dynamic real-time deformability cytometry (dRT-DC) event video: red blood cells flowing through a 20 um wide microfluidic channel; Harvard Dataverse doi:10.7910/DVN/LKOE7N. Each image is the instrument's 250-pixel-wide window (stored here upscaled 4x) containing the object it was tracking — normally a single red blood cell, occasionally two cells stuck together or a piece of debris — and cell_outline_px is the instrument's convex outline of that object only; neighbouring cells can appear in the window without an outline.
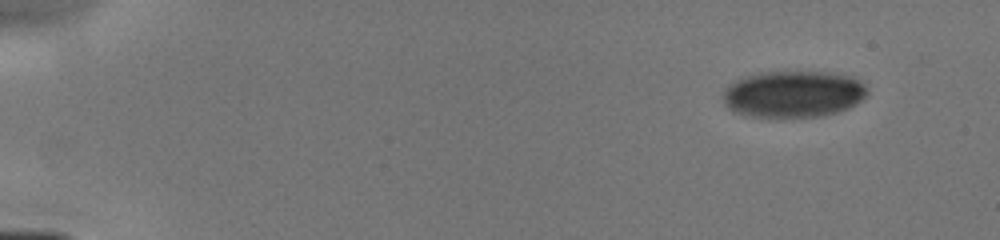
{"species": "human", "species_latin": "Homo sapiens", "temperature_condition": "cold", "stored_images_in_passage": 9, "camera_frame_rate_fps": 3000, "um_per_image_px": 0.085, "donor": {"sex": "male"}, "frame": {"image": 1, "passage_image": 1, "time_ms": 0.0, "image_size_px": [1000, 240], "cell_outline_px": [[868, 92], [860, 100], [848, 108], [824, 116], [748, 116], [736, 112], [728, 108], [724, 104], [724, 88], [728, 84], [744, 76], [760, 72], [828, 72], [848, 76], [860, 80], [864, 84]], "centroid_in_image_um": [67.4, 7.98], "position_along_channel_um": 17.6, "area_um2": 38.96}}
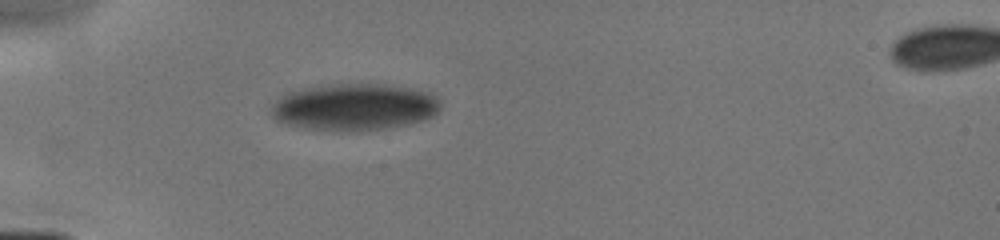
{"frame": {"image": 2, "passage_image": 6, "time_ms": 3.667, "image_size_px": [1000, 240], "cell_outline_px": [[440, 108], [432, 116], [424, 120], [408, 124], [384, 128], [312, 128], [288, 124], [280, 120], [272, 112], [272, 104], [284, 92], [324, 84], [384, 84], [432, 92], [436, 96], [440, 104]], "centroid_in_image_um": [30.16, 9.03], "position_along_channel_um": 54.8, "area_um2": 44.97}}
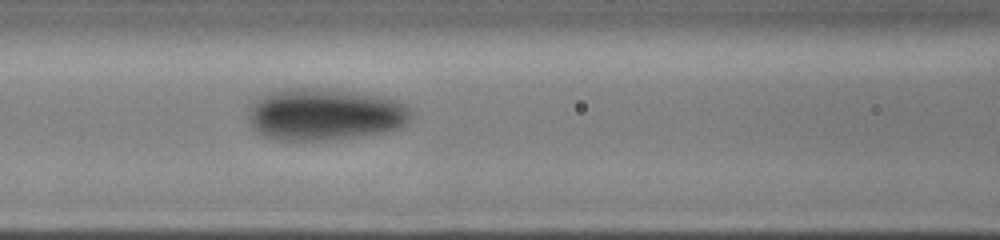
{"frame": {"image": 3, "passage_image": 9, "time_ms": 6.0, "image_size_px": [1000, 240], "cell_outline_px": [[412, 120], [400, 128], [388, 132], [332, 140], [280, 140], [256, 132], [252, 128], [248, 116], [252, 108], [264, 96], [272, 92], [284, 88], [320, 88], [356, 92], [380, 96], [396, 100], [404, 104], [412, 112]], "centroid_in_image_um": [27.7, 9.74], "position_along_channel_um": 138.9, "area_um2": 49.13}}